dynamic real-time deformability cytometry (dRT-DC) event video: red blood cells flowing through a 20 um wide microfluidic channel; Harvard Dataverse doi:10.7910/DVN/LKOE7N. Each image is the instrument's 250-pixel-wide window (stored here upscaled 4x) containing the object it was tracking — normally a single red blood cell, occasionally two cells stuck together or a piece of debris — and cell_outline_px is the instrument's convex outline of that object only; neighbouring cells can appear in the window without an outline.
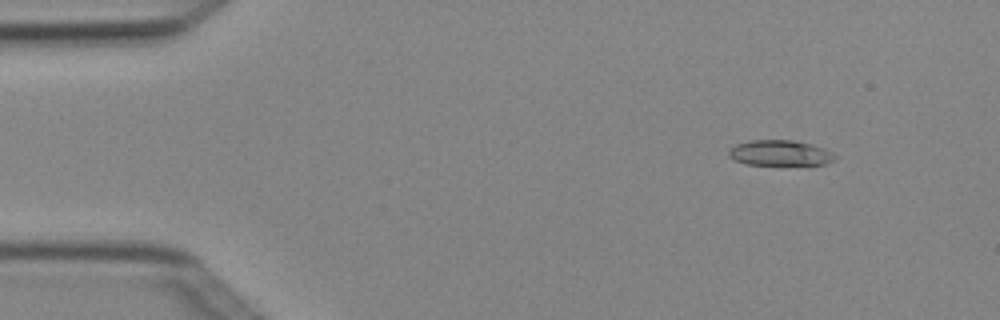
{"species": "Egyptian fruit bat (a non-hibernating species)", "species_latin": "Rousettus aegyptiacus", "temperature_condition": "cold", "stored_images_in_passage": 3, "camera_frame_rate_fps": 3000, "um_per_image_px": 0.085, "animal": {"sex": "female"}, "frame": {"image": 1, "passage_image": 1, "time_ms": 0.0, "image_size_px": [1000, 320], "cell_outline_px": [[836, 156], [832, 160], [824, 164], [744, 164], [728, 156], [728, 152], [736, 144], [752, 140], [792, 140], [812, 144], [824, 148], [832, 152]], "centroid_in_image_um": [66.29, 12.99], "position_along_channel_um": 18.7, "area_um2": 15.49}}